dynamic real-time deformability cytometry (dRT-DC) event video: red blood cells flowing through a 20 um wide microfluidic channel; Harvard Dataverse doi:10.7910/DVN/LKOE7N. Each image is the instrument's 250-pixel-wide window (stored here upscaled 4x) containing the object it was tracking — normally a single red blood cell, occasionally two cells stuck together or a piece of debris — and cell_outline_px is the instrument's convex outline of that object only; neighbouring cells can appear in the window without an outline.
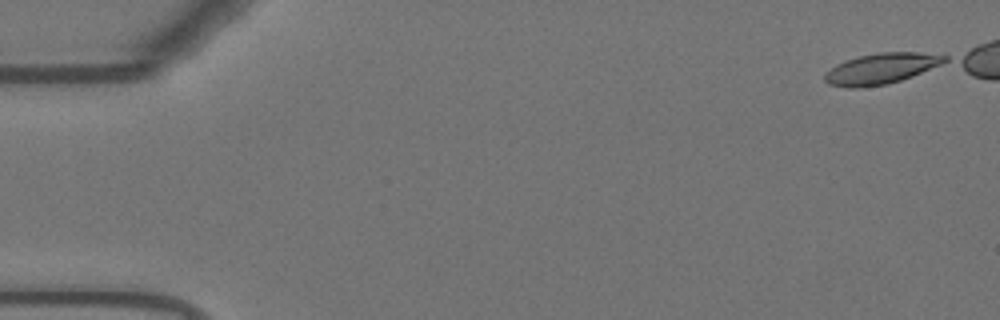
{"species": "Egyptian fruit bat (a non-hibernating species)", "species_latin": "Rousettus aegyptiacus", "temperature_condition": "warm", "stored_images_in_passage": 1, "camera_frame_rate_fps": 3000, "um_per_image_px": 0.085, "animal": {"sex": "female"}, "frame": {"image": 1, "passage_image": 1, "time_ms": 0.0, "image_size_px": [1000, 320], "cell_outline_px": [[948, 60], [940, 64], [912, 76], [900, 80], [884, 84], [856, 88], [848, 88], [828, 84], [824, 80], [824, 72], [836, 64], [844, 60], [860, 56], [880, 52], [916, 52], [948, 56]], "centroid_in_image_um": [74.83, 5.83], "position_along_channel_um": 10.2, "area_um2": 21.27}}